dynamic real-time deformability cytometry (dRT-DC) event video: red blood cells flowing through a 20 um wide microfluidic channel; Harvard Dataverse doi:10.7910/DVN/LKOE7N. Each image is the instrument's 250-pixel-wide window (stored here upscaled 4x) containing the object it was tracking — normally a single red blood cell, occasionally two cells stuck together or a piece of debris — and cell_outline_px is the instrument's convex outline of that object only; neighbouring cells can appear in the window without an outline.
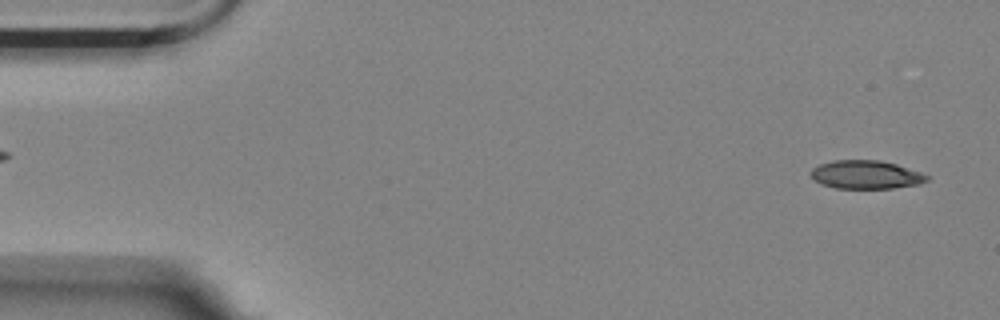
{"species": "Egyptian fruit bat (a non-hibernating species)", "species_latin": "Rousettus aegyptiacus", "temperature_condition": "room temperature", "stored_images_in_passage": 54, "camera_frame_rate_fps": 3000, "um_per_image_px": 0.085, "animal": {"sex": "female"}, "frame": {"image": 1, "passage_image": 2, "time_ms": 0.333, "image_size_px": [1000, 320], "cell_outline_px": [[928, 180], [920, 184], [892, 188], [836, 188], [820, 184], [812, 176], [812, 168], [820, 164], [832, 160], [880, 160], [896, 164], [920, 172], [928, 176]], "centroid_in_image_um": [73.61, 14.84], "position_along_channel_um": 11.4, "area_um2": 19.07}}
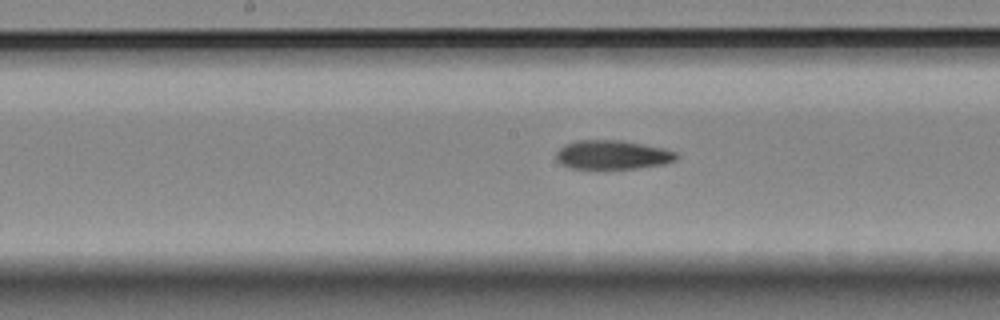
{"frame": {"image": 2, "passage_image": 27, "time_ms": 8.667, "image_size_px": [1000, 320], "cell_outline_px": [[680, 156], [676, 160], [664, 164], [636, 168], [572, 168], [560, 164], [556, 160], [556, 152], [564, 144], [576, 140], [620, 140], [664, 148], [676, 152]], "centroid_in_image_um": [52.06, 13.15], "position_along_channel_um": 196.1, "area_um2": 20.35}}
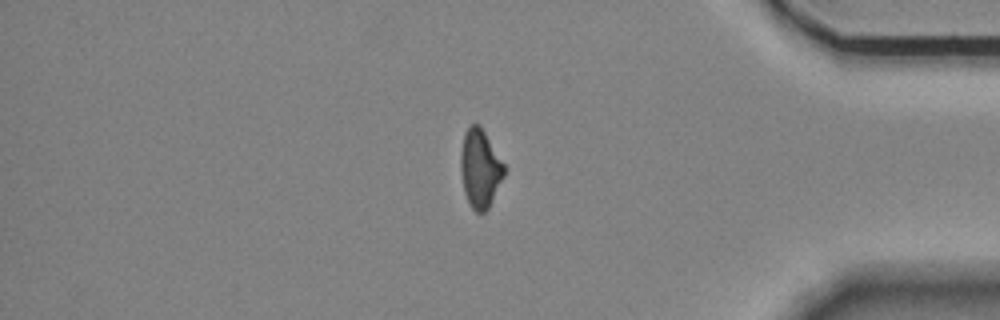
{"frame": {"image": 3, "passage_image": 46, "time_ms": 15.0, "image_size_px": [1000, 320], "cell_outline_px": [[504, 176], [488, 208], [484, 212], [476, 212], [472, 208], [464, 192], [460, 168], [460, 156], [464, 132], [472, 124], [480, 124], [504, 164]], "centroid_in_image_um": [40.79, 14.3], "position_along_channel_um": 394.4, "area_um2": 19.65}, "authors_computed_cell_mechanics": {"area_um2": 20.5768, "velocity_mm_per_s": 3.5634, "shape_relaxation_time_tau1_ms": 11.2993, "shape_relaxation_time_tau2_ms": 3.2265, "deformation_change_tau1": 0.2504, "deformation_change_tau2": 0.1076}}